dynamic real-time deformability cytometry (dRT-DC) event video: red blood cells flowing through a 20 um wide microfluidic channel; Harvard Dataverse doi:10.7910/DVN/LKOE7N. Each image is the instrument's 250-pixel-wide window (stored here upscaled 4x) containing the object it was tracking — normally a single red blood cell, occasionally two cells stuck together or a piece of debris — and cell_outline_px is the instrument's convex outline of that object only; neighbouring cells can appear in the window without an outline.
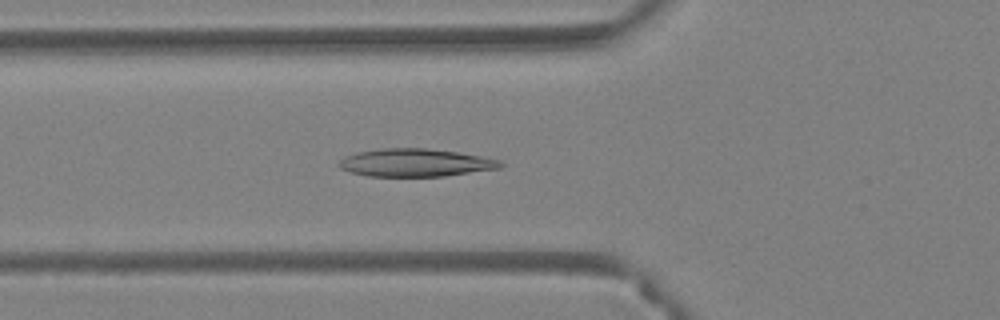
{"species": "Egyptian fruit bat (a non-hibernating species)", "species_latin": "Rousettus aegyptiacus", "temperature_condition": "warm", "stored_images_in_passage": 50, "camera_frame_rate_fps": 3000, "um_per_image_px": 0.085, "animal": {"sex": "female"}, "frame": {"image": 1, "passage_image": 18, "time_ms": 5.667, "image_size_px": [1000, 320], "cell_outline_px": [[504, 164], [500, 168], [444, 176], [368, 176], [352, 172], [340, 168], [336, 164], [340, 160], [356, 152], [380, 148], [428, 148], [456, 152], [480, 156], [500, 160]], "centroid_in_image_um": [35.3, 13.82], "position_along_channel_um": 90.5, "area_um2": 26.07}}
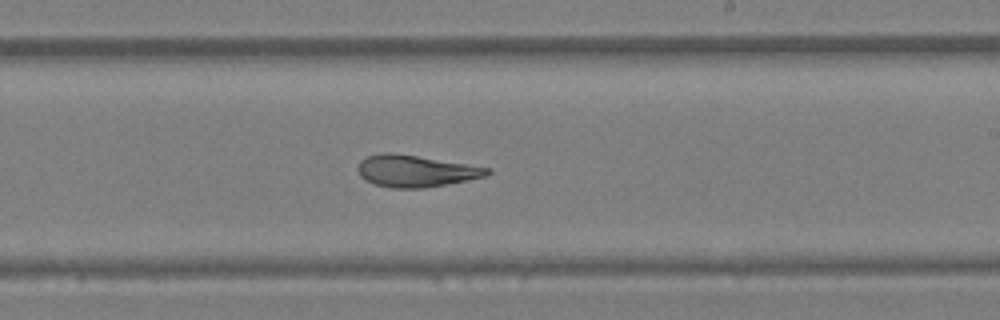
{"frame": {"image": 2, "passage_image": 30, "time_ms": 9.667, "image_size_px": [1000, 320], "cell_outline_px": [[492, 172], [488, 176], [468, 180], [424, 188], [392, 188], [376, 184], [360, 176], [356, 168], [360, 160], [368, 156], [384, 152], [388, 152], [416, 156], [492, 168]], "centroid_in_image_um": [35.35, 14.54], "position_along_channel_um": 253.7, "area_um2": 23.81}}
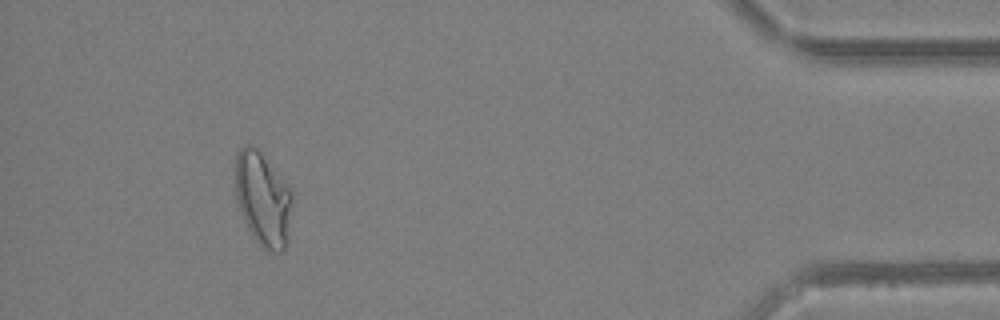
{"frame": {"image": 3, "passage_image": 46, "time_ms": 15.0, "image_size_px": [1000, 320], "cell_outline_px": [[292, 204], [288, 240], [284, 248], [280, 252], [272, 252], [264, 248], [256, 240], [248, 228], [244, 220], [236, 200], [236, 152], [244, 144], [252, 144], [260, 152], [292, 192]], "centroid_in_image_um": [22.34, 16.92], "position_along_channel_um": 412.9, "area_um2": 30.75}, "authors_computed_cell_mechanics": {"area_um2": 27.2816, "velocity_mm_per_s": 4.08, "shape_relaxation_time_tau1_ms": 10.3495, "shape_relaxation_time_tau2_ms": 2.9109, "deformation_change_tau1": 0.2728, "deformation_change_tau2": 0.103}}